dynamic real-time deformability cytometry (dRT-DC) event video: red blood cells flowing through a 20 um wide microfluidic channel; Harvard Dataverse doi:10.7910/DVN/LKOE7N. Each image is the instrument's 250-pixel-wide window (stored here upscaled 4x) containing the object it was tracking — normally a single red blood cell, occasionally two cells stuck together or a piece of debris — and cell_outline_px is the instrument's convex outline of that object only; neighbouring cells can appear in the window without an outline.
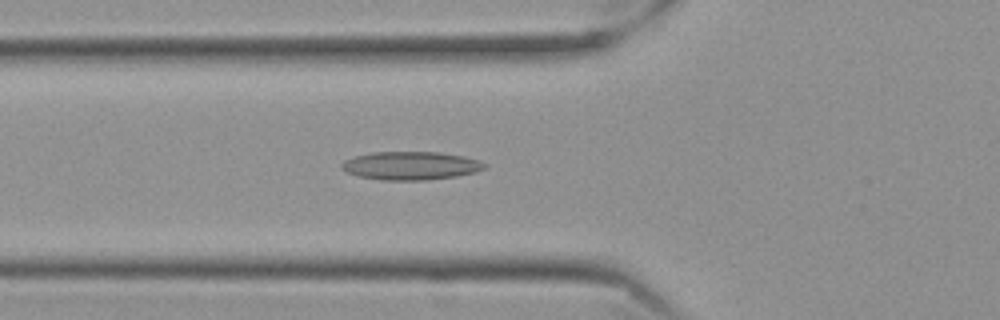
{"species": "Egyptian fruit bat (a non-hibernating species)", "species_latin": "Rousettus aegyptiacus", "temperature_condition": "cold", "stored_images_in_passage": 52, "camera_frame_rate_fps": 3000, "um_per_image_px": 0.085, "frame": {"image": 1, "passage_image": 15, "time_ms": 4.667, "image_size_px": [1000, 320], "cell_outline_px": [[488, 164], [484, 168], [476, 172], [456, 176], [424, 180], [380, 180], [360, 176], [344, 172], [340, 168], [340, 164], [344, 160], [356, 156], [372, 152], [436, 152], [464, 156]], "centroid_in_image_um": [34.87, 14.08], "position_along_channel_um": 90.9, "area_um2": 23.52}}
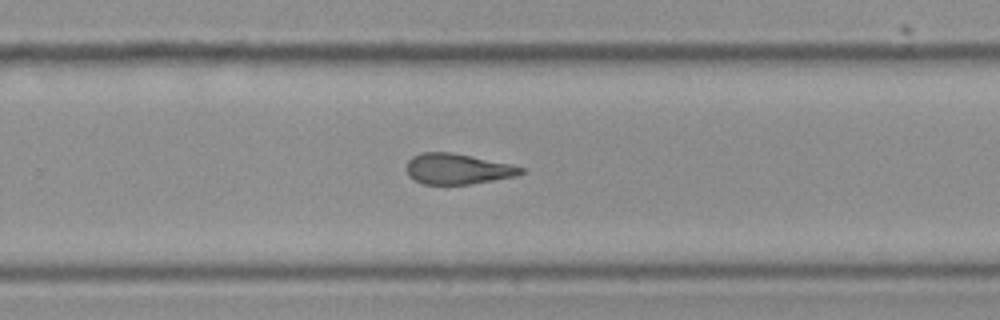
{"frame": {"image": 2, "passage_image": 32, "time_ms": 10.333, "image_size_px": [1000, 320], "cell_outline_px": [[528, 168], [524, 172], [516, 176], [472, 184], [424, 184], [408, 176], [404, 168], [408, 160], [412, 156], [420, 152], [452, 152], [512, 164]], "centroid_in_image_um": [38.9, 14.35], "position_along_channel_um": 290.9, "area_um2": 20.75}}
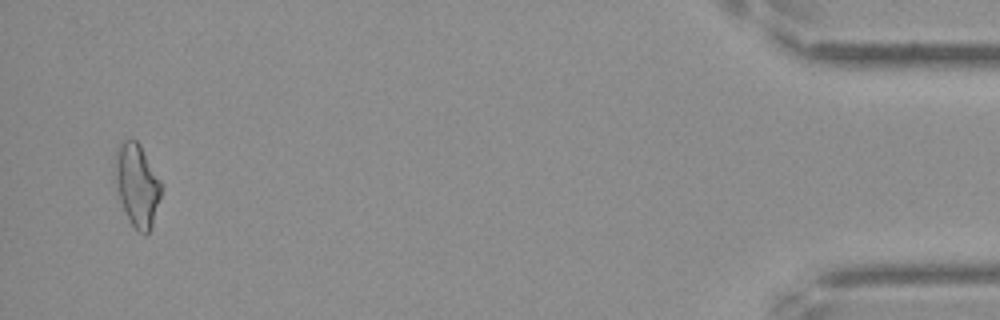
{"frame": {"image": 3, "passage_image": 50, "time_ms": 16.333, "image_size_px": [1000, 320], "cell_outline_px": [[160, 196], [152, 228], [144, 236], [128, 220], [120, 200], [116, 180], [116, 152], [120, 140], [132, 136], [140, 144], [160, 180]], "centroid_in_image_um": [11.65, 15.7], "position_along_channel_um": 423.6, "area_um2": 21.96}, "authors_computed_cell_mechanics": {"area_um2": 21.5016, "velocity_mm_per_s": 3.5155, "shape_relaxation_time_tau1_ms": null, "shape_relaxation_time_tau2_ms": 3.7021, "deformation_change_tau1": null, "deformation_change_tau2": 0.1288}}